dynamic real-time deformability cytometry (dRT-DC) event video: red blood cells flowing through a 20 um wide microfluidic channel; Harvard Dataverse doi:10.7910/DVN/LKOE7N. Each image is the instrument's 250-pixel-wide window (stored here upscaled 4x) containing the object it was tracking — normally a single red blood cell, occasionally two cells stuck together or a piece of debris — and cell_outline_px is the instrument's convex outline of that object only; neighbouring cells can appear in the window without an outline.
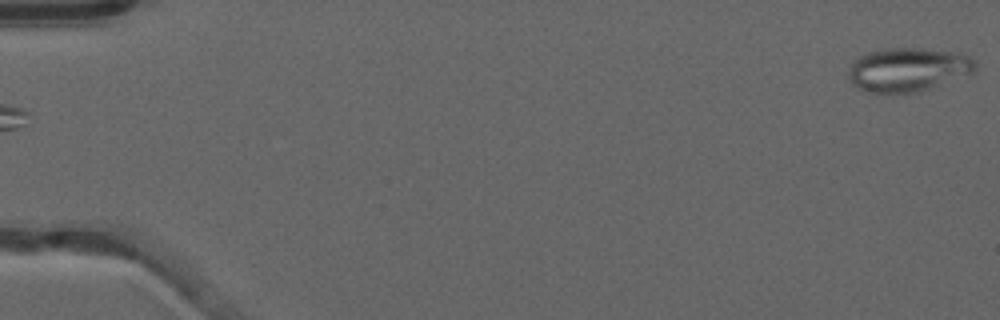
{"species": "common noctule bat (a hibernating species)", "species_latin": "Nyctalus noctula", "temperature_condition": "warm", "stored_images_in_passage": 52, "camera_frame_rate_fps": 3000, "um_per_image_px": 0.085, "animal": {"sex": "male", "forearm_length_mm": 52.5}, "frame": {"image": 1, "passage_image": 1, "time_ms": 0.0, "image_size_px": [1000, 320], "cell_outline_px": [[976, 64], [972, 72], [920, 92], [872, 92], [856, 88], [852, 84], [848, 76], [848, 72], [852, 64], [860, 56], [868, 52], [888, 48], [920, 48], [960, 52], [968, 56]], "centroid_in_image_um": [77.15, 5.9], "position_along_channel_um": 7.8, "area_um2": 31.96}}
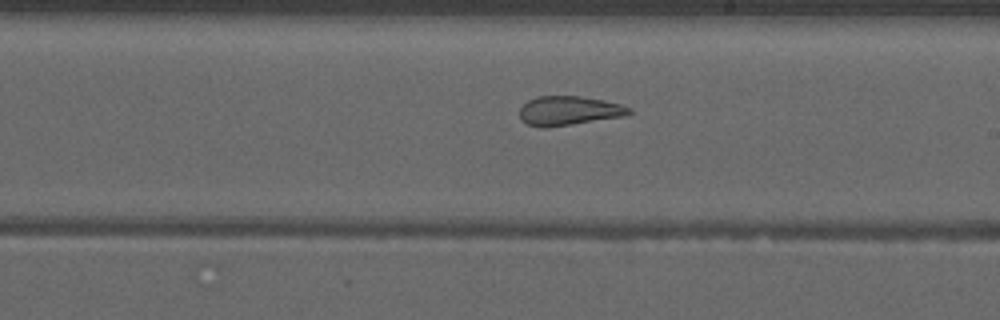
{"frame": {"image": 2, "passage_image": 31, "time_ms": 10.0, "image_size_px": [1000, 320], "cell_outline_px": [[632, 112], [624, 116], [572, 124], [544, 128], [528, 124], [520, 120], [520, 108], [528, 100], [536, 96], [580, 96], [604, 100], [620, 104], [628, 108]], "centroid_in_image_um": [48.31, 9.4], "position_along_channel_um": 240.7, "area_um2": 18.5}}
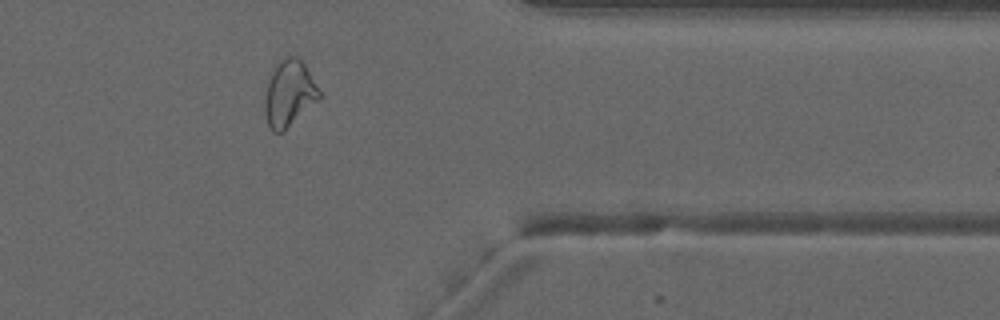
{"frame": {"image": 3, "passage_image": 43, "time_ms": 14.0, "image_size_px": [1000, 320], "cell_outline_px": [[320, 100], [284, 132], [272, 132], [268, 124], [264, 108], [264, 100], [272, 68], [284, 56], [296, 56], [304, 64], [320, 92]], "centroid_in_image_um": [24.58, 7.97], "position_along_channel_um": 386.8, "area_um2": 21.1}, "authors_computed_cell_mechanics": {"area_um2": 22.9177, "velocity_mm_per_s": 3.9683, "shape_relaxation_time_tau1_ms": null, "shape_relaxation_time_tau2_ms": 1.8886, "deformation_change_tau1": null, "deformation_change_tau2": 0.11}}